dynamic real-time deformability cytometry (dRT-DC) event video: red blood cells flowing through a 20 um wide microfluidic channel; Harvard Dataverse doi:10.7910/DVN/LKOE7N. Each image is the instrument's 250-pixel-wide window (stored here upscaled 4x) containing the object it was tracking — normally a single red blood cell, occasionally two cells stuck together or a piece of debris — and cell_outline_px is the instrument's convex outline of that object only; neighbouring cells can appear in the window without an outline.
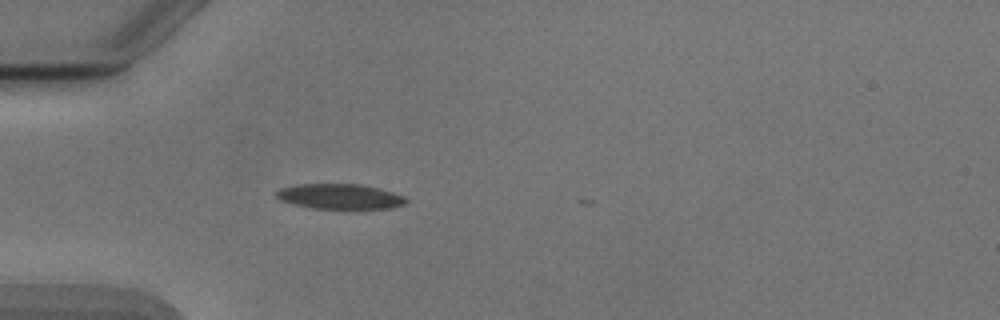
{"species": "Egyptian fruit bat (a non-hibernating species)", "species_latin": "Rousettus aegyptiacus", "temperature_condition": "cold", "stored_images_in_passage": 4, "camera_frame_rate_fps": 3000, "um_per_image_px": 0.085, "animal": {"sex": "male"}, "frame": {"image": 1, "passage_image": 4, "time_ms": 3.667, "image_size_px": [1000, 320], "cell_outline_px": [[408, 204], [392, 208], [312, 208], [292, 204], [280, 200], [276, 196], [276, 192], [280, 188], [300, 184], [360, 184], [380, 188], [404, 196], [408, 200]], "centroid_in_image_um": [28.92, 16.7], "position_along_channel_um": 56.1, "area_um2": 19.02}}